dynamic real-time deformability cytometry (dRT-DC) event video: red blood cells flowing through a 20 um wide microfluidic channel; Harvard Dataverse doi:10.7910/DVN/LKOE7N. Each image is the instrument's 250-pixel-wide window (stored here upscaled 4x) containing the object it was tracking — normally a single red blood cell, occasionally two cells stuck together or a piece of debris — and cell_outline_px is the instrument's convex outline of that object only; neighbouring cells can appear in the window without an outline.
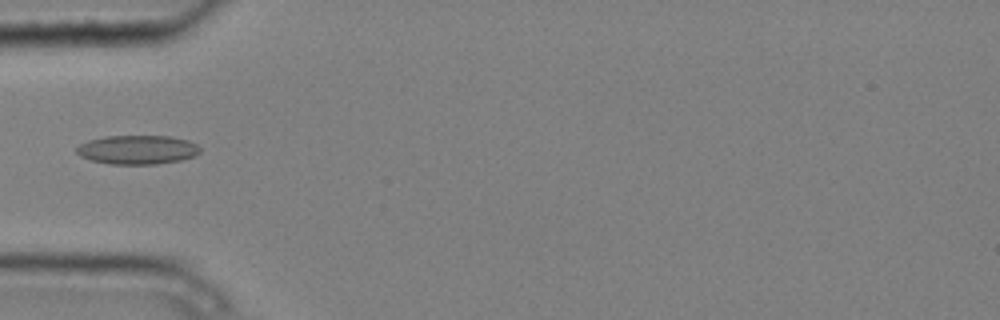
{"species": "common noctule bat (a hibernating species)", "species_latin": "Nyctalus noctula", "temperature_condition": "cold", "stored_images_in_passage": 4, "camera_frame_rate_fps": 3000, "um_per_image_px": 0.085, "animal": {"sex": "male", "body_mass_g": 20.4}, "frame": {"image": 1, "passage_image": 4, "time_ms": 1.0, "image_size_px": [1000, 320], "cell_outline_px": [[200, 152], [196, 156], [180, 160], [156, 164], [112, 164], [92, 160], [80, 156], [76, 152], [76, 148], [80, 144], [88, 140], [104, 136], [172, 136], [188, 140], [196, 144], [200, 148]], "centroid_in_image_um": [11.7, 12.72], "position_along_channel_um": 73.3, "area_um2": 20.92}}